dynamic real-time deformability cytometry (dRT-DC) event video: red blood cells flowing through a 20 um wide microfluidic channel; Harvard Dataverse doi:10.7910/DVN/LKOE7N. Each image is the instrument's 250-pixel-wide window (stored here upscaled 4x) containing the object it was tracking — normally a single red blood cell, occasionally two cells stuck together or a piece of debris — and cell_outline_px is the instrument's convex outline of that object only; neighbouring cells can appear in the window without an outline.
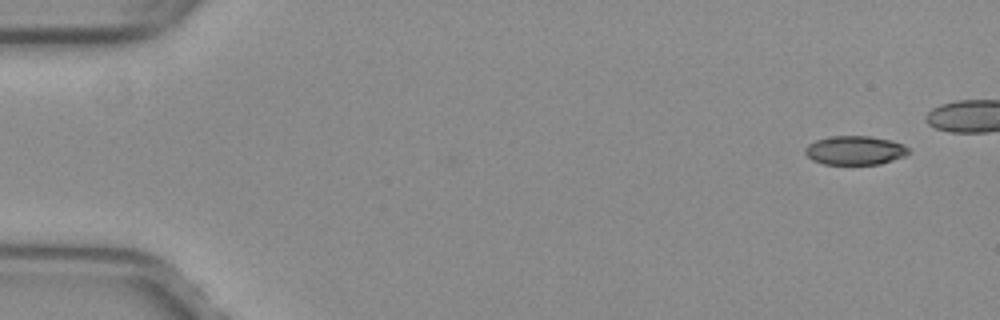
{"species": "common noctule bat (a hibernating species)", "species_latin": "Nyctalus noctula", "temperature_condition": "warm", "stored_images_in_passage": 15, "camera_frame_rate_fps": 3000, "um_per_image_px": 0.085, "animal": {"sex": "female", "body_mass_g": 29.2, "forearm_length_mm": 56.3}, "frame": {"image": 1, "passage_image": 1, "time_ms": 0.0, "image_size_px": [1000, 320], "cell_outline_px": [[912, 152], [904, 156], [880, 164], [824, 164], [812, 160], [804, 152], [804, 148], [808, 144], [816, 140], [828, 136], [872, 136], [888, 140], [900, 144], [908, 148]], "centroid_in_image_um": [72.64, 12.78], "position_along_channel_um": 12.4, "area_um2": 17.4}}